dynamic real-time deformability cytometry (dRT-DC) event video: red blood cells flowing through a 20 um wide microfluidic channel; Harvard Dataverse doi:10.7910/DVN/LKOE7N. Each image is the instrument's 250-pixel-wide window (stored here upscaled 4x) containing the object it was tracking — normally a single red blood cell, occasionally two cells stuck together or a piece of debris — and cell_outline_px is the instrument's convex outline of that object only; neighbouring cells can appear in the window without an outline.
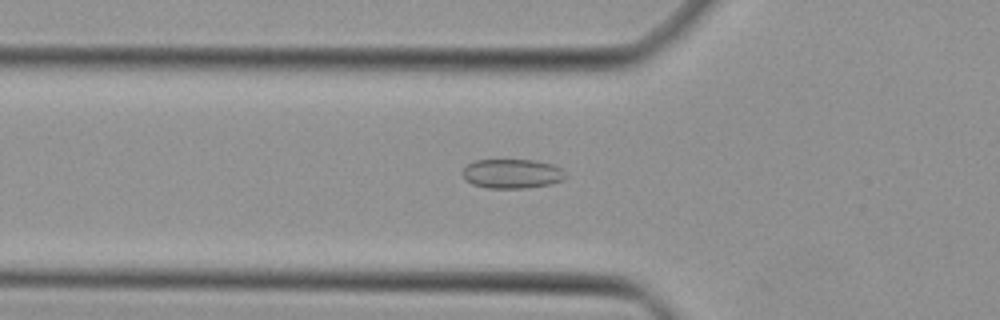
{"species": "Egyptian fruit bat (a non-hibernating species)", "species_latin": "Rousettus aegyptiacus", "temperature_condition": "cold", "stored_images_in_passage": 37, "camera_frame_rate_fps": 3000, "um_per_image_px": 0.085, "animal": {"sex": "female"}, "frame": {"image": 1, "passage_image": 6, "time_ms": 1.667, "image_size_px": [1000, 320], "cell_outline_px": [[568, 176], [564, 180], [552, 184], [528, 188], [488, 188], [472, 184], [464, 180], [460, 172], [468, 164], [476, 160], [536, 160], [552, 164], [560, 168]], "centroid_in_image_um": [43.52, 14.77], "position_along_channel_um": 82.3, "area_um2": 17.92}}
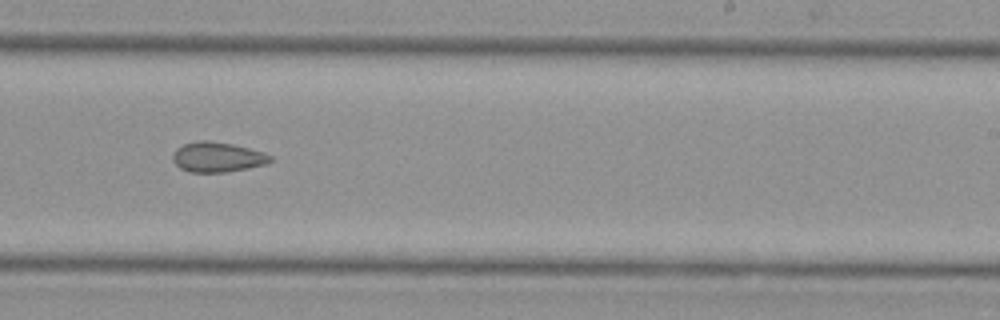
{"frame": {"image": 2, "passage_image": 19, "time_ms": 6.0, "image_size_px": [1000, 320], "cell_outline_px": [[272, 160], [264, 164], [248, 168], [224, 172], [188, 172], [180, 168], [172, 160], [172, 156], [176, 148], [184, 144], [200, 140], [208, 140], [232, 144], [264, 152], [272, 156]], "centroid_in_image_um": [18.45, 13.35], "position_along_channel_um": 270.5, "area_um2": 16.99}}
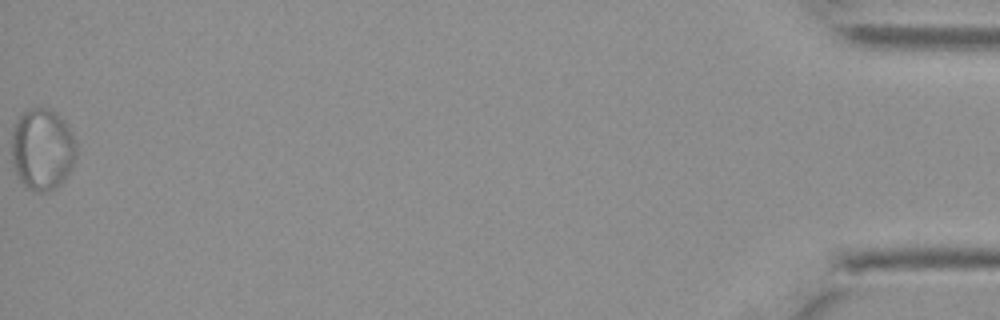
{"frame": {"image": 3, "passage_image": 37, "time_ms": 12.0, "image_size_px": [1000, 320], "cell_outline_px": [[76, 156], [68, 172], [60, 184], [56, 188], [44, 192], [36, 192], [28, 188], [20, 180], [12, 164], [12, 128], [20, 116], [24, 112], [32, 108], [48, 108], [56, 112], [64, 120], [76, 144]], "centroid_in_image_um": [3.58, 12.69], "position_along_channel_um": 431.6, "area_um2": 30.58}}